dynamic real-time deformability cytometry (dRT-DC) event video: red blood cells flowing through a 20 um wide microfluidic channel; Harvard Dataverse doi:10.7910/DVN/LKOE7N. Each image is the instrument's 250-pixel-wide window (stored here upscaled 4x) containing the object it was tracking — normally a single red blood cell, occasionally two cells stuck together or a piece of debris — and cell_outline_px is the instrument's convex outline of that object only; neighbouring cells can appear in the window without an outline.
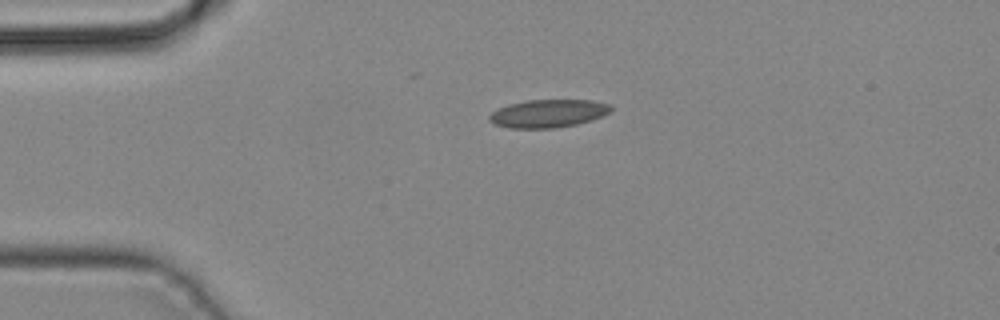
{"species": "common noctule bat (a hibernating species)", "species_latin": "Nyctalus noctula", "temperature_condition": "cold", "stored_images_in_passage": 34, "camera_frame_rate_fps": 3000, "um_per_image_px": 0.085, "animal": {"sex": "male", "body_mass_g": 19.2, "forearm_length_mm": 51.8}, "frame": {"image": 1, "passage_image": 1, "time_ms": 0.0, "image_size_px": [1000, 320], "cell_outline_px": [[612, 112], [604, 116], [576, 124], [556, 128], [508, 128], [496, 124], [488, 120], [488, 116], [492, 112], [508, 104], [528, 100], [592, 100], [608, 104], [612, 108]], "centroid_in_image_um": [46.61, 9.64], "position_along_channel_um": 38.4, "area_um2": 19.83}}
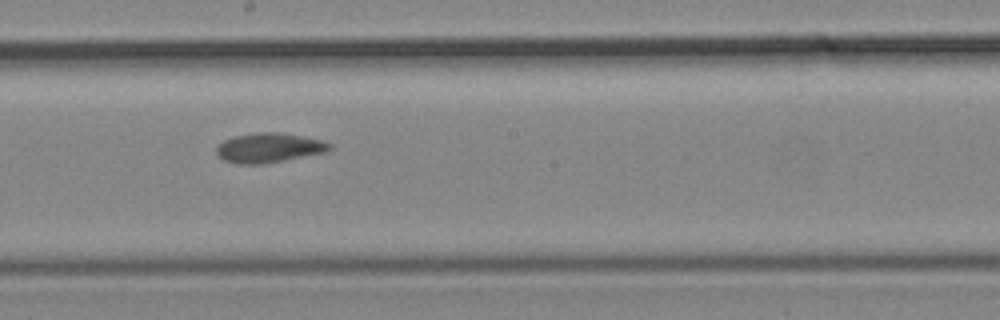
{"frame": {"image": 2, "passage_image": 15, "time_ms": 4.667, "image_size_px": [1000, 320], "cell_outline_px": [[332, 148], [328, 152], [264, 164], [236, 164], [224, 160], [216, 156], [216, 148], [224, 140], [236, 136], [256, 132], [280, 132], [320, 140], [332, 144]], "centroid_in_image_um": [22.86, 12.57], "position_along_channel_um": 225.3, "area_um2": 19.59}}
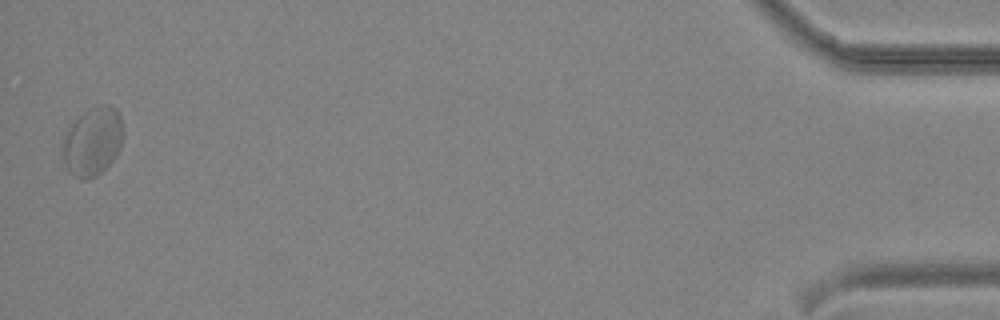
{"frame": {"image": 3, "passage_image": 34, "time_ms": 11.0, "image_size_px": [1000, 320], "cell_outline_px": [[124, 136], [120, 148], [116, 156], [96, 176], [88, 180], [80, 180], [72, 176], [68, 172], [64, 164], [60, 152], [60, 144], [64, 136], [72, 124], [88, 108], [100, 104], [108, 104], [116, 108], [120, 116], [124, 132]], "centroid_in_image_um": [7.85, 12.04], "position_along_channel_um": 427.4, "area_um2": 24.8}}